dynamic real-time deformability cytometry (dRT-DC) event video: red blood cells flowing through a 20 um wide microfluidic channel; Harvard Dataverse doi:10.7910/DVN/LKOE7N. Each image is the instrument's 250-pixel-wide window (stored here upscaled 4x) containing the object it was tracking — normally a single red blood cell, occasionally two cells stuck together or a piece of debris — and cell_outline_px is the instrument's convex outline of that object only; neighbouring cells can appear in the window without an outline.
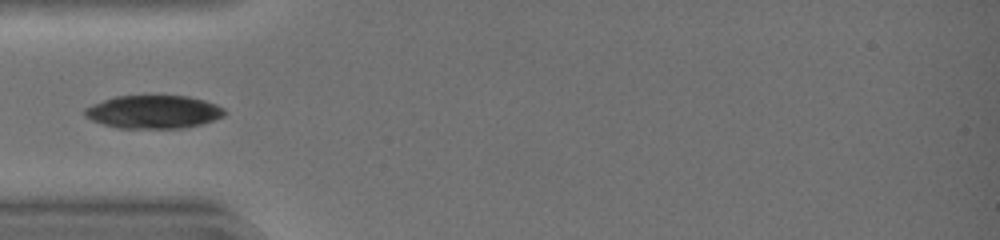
{"species": "common noctule bat (a hibernating species)", "species_latin": "Nyctalus noctula", "temperature_condition": "warm", "stored_images_in_passage": 31, "camera_frame_rate_fps": 3000, "um_per_image_px": 0.085, "animal": {"sex": "female", "body_mass_g": 19.0, "forearm_length_mm": 51.5}, "frame": {"image": 1, "passage_image": 1, "time_ms": 0.0, "image_size_px": [1000, 240], "cell_outline_px": [[228, 112], [224, 116], [200, 124], [184, 128], [116, 128], [92, 120], [84, 116], [84, 108], [92, 104], [116, 96], [188, 96], [204, 100], [216, 104], [224, 108]], "centroid_in_image_um": [13.06, 9.51], "position_along_channel_um": 71.9, "area_um2": 26.99}}
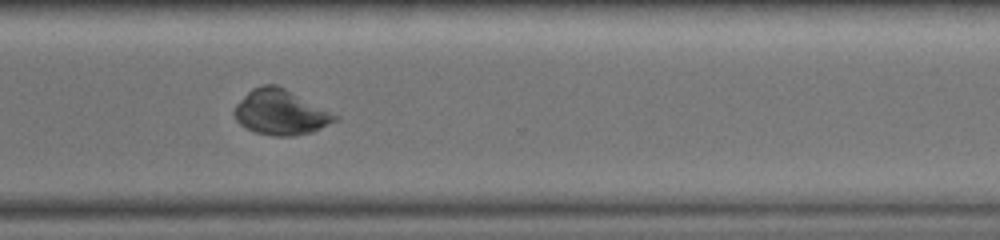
{"frame": {"image": 2, "passage_image": 20, "time_ms": 6.333, "image_size_px": [1000, 240], "cell_outline_px": [[340, 116], [336, 120], [312, 132], [292, 136], [272, 136], [256, 132], [240, 124], [236, 120], [232, 112], [236, 104], [252, 88], [260, 84], [276, 84]], "centroid_in_image_um": [23.82, 9.54], "position_along_channel_um": 346.8, "area_um2": 26.3}}
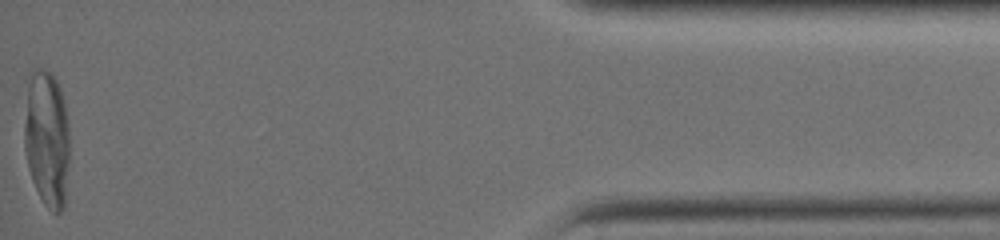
{"frame": {"image": 3, "passage_image": 31, "time_ms": 10.0, "image_size_px": [1000, 240], "cell_outline_px": [[68, 164], [64, 208], [56, 216], [44, 204], [32, 180], [28, 168], [24, 152], [24, 124], [28, 72], [36, 68], [44, 68], [56, 80], [60, 88], [64, 100], [68, 124]], "centroid_in_image_um": [3.96, 11.76], "position_along_channel_um": 431.2, "area_um2": 36.53}}